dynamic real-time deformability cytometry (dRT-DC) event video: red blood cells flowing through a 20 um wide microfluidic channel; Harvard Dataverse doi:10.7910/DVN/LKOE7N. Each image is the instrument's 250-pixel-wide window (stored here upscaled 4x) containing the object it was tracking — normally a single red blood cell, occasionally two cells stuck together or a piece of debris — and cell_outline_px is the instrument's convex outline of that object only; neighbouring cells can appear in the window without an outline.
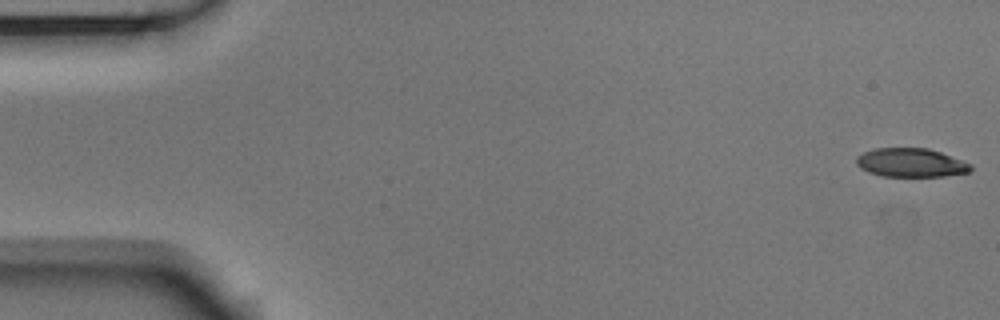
{"species": "Egyptian fruit bat (a non-hibernating species)", "species_latin": "Rousettus aegyptiacus", "temperature_condition": "room temperature", "stored_images_in_passage": 12, "camera_frame_rate_fps": 3000, "um_per_image_px": 0.085, "animal": {"sex": "male"}, "frame": {"image": 1, "passage_image": 1, "time_ms": 0.0, "image_size_px": [1000, 320], "cell_outline_px": [[972, 168], [968, 172], [944, 176], [880, 176], [868, 172], [860, 168], [856, 164], [856, 156], [872, 148], [928, 148], [940, 152], [972, 164]], "centroid_in_image_um": [77.39, 13.82], "position_along_channel_um": 7.6, "area_um2": 19.19}}